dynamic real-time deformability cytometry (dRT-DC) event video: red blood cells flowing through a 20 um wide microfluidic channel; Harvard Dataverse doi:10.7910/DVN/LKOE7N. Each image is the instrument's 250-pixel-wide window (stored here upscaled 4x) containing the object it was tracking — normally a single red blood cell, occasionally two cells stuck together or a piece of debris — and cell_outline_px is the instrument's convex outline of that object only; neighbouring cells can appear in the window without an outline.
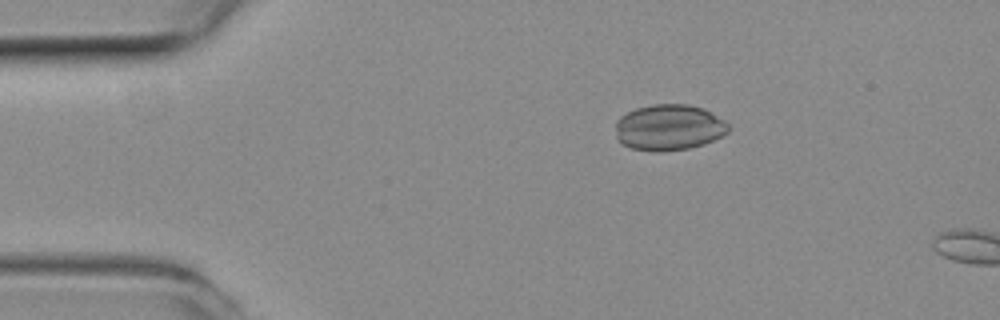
{"species": "common noctule bat (a hibernating species)", "species_latin": "Nyctalus noctula", "temperature_condition": "room temperature", "stored_images_in_passage": 12, "camera_frame_rate_fps": 3000, "um_per_image_px": 0.085, "animal": {"sex": "female", "body_mass_g": 19.3, "forearm_length_mm": 54.1}, "frame": {"image": 1, "passage_image": 9, "time_ms": 2.667, "image_size_px": [1000, 320], "cell_outline_px": [[728, 132], [704, 144], [688, 148], [664, 152], [656, 152], [632, 148], [616, 140], [616, 120], [620, 116], [636, 108], [652, 104], [688, 104], [704, 108], [724, 120], [728, 124]], "centroid_in_image_um": [56.84, 10.83], "position_along_channel_um": 28.2, "area_um2": 30.35}}